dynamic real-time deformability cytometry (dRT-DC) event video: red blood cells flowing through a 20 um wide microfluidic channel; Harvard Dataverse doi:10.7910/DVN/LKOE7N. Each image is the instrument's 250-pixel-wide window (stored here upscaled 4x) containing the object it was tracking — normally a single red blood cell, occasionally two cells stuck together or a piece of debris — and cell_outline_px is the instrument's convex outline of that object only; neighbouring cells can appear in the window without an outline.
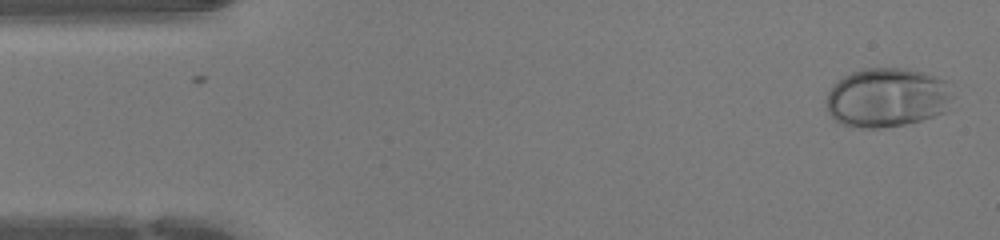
{"species": "human", "species_latin": "Homo sapiens", "temperature_condition": "warm", "stored_images_in_passage": 47, "camera_frame_rate_fps": 3000, "um_per_image_px": 0.085, "donor": {"sex": "female"}, "frame": {"image": 1, "passage_image": 2, "time_ms": 0.333, "image_size_px": [1000, 240], "cell_outline_px": [[952, 100], [948, 112], [920, 120], [904, 124], [880, 128], [848, 128], [840, 124], [828, 112], [824, 104], [824, 100], [832, 84], [844, 76], [860, 68], [900, 68], [924, 72], [948, 80], [952, 96]], "centroid_in_image_um": [75.39, 8.3], "position_along_channel_um": 9.6, "area_um2": 44.62}}
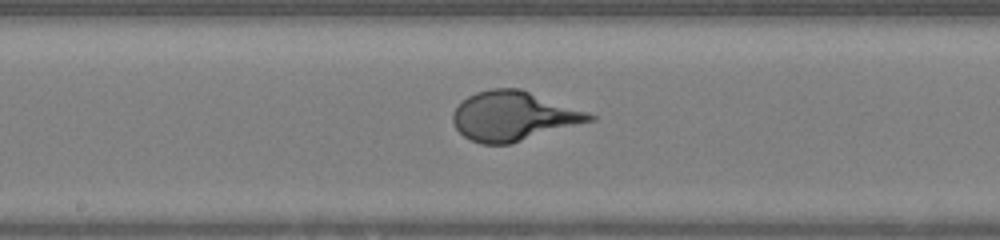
{"frame": {"image": 2, "passage_image": 24, "time_ms": 7.667, "image_size_px": [1000, 240], "cell_outline_px": [[596, 120], [508, 144], [480, 144], [464, 136], [456, 128], [452, 120], [452, 112], [468, 96], [476, 92], [492, 88], [520, 88], [588, 112], [596, 116]], "centroid_in_image_um": [43.64, 9.86], "position_along_channel_um": 204.6, "area_um2": 39.07}}
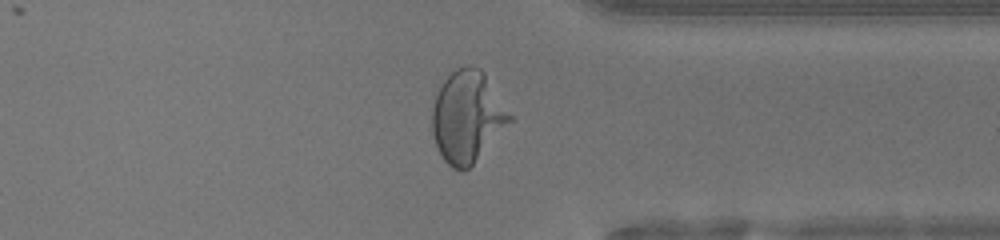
{"frame": {"image": 3, "passage_image": 36, "time_ms": 11.667, "image_size_px": [1000, 240], "cell_outline_px": [[512, 120], [472, 164], [464, 172], [452, 168], [440, 156], [432, 132], [432, 108], [436, 96], [444, 80], [456, 68], [468, 64], [472, 64], [480, 68], [484, 72], [512, 116]], "centroid_in_image_um": [39.7, 9.91], "position_along_channel_um": 371.7, "area_um2": 40.98}}